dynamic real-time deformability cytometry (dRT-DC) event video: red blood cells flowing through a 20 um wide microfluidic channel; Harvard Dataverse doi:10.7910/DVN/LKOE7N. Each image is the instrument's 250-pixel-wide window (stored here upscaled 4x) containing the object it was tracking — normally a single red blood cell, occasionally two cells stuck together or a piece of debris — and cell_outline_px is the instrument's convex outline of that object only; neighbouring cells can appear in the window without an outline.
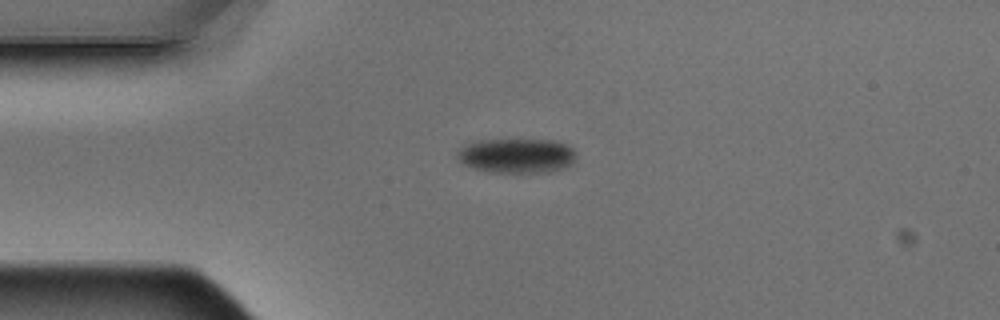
{"species": "Egyptian fruit bat (a non-hibernating species)", "species_latin": "Rousettus aegyptiacus", "temperature_condition": "warm", "stored_images_in_passage": 9, "camera_frame_rate_fps": 3000, "um_per_image_px": 0.085, "animal": {"sex": "male"}, "frame": {"image": 1, "passage_image": 3, "time_ms": 0.667, "image_size_px": [1000, 320], "cell_outline_px": [[576, 160], [572, 164], [564, 168], [552, 172], [492, 172], [476, 168], [464, 164], [456, 156], [456, 152], [460, 148], [468, 144], [480, 140], [556, 140], [568, 144], [576, 152]], "centroid_in_image_um": [43.99, 13.23], "position_along_channel_um": 41.0, "area_um2": 24.04}}
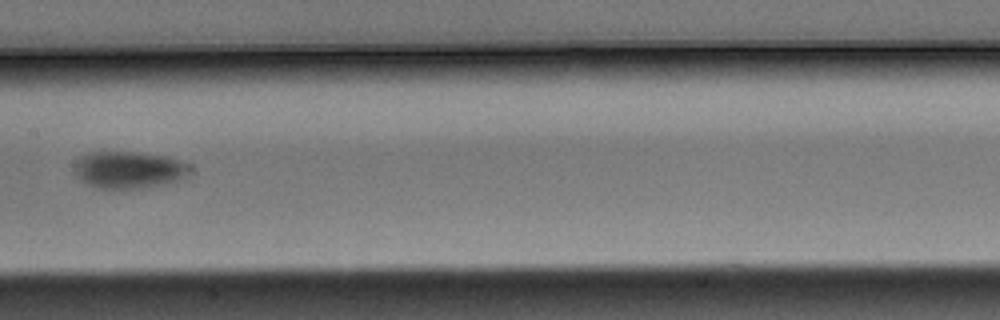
{"frame": {"image": 2, "passage_image": 7, "time_ms": 2.0, "image_size_px": [1000, 320], "cell_outline_px": [[188, 180], [168, 184], [124, 192], [100, 188], [88, 184], [80, 180], [76, 176], [76, 164], [88, 152], [140, 152], [168, 156], [180, 160], [184, 164], [188, 172]], "centroid_in_image_um": [11.01, 14.49], "position_along_channel_um": 196.4, "area_um2": 25.61}}
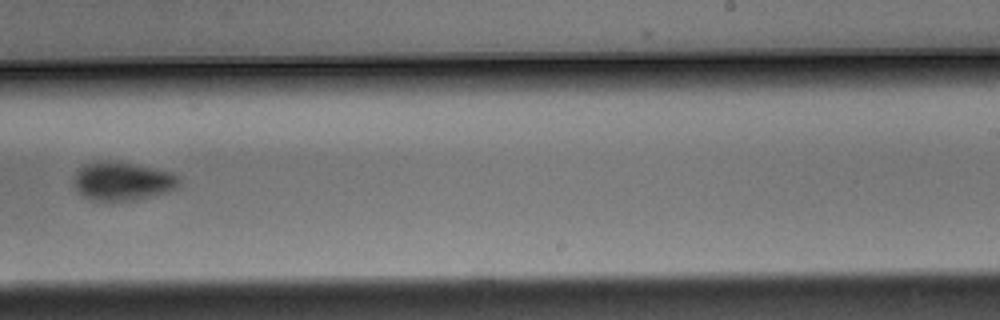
{"frame": {"image": 3, "passage_image": 9, "time_ms": 2.667, "image_size_px": [1000, 320], "cell_outline_px": [[180, 188], [172, 192], [136, 200], [112, 204], [88, 200], [76, 188], [76, 172], [84, 164], [132, 164], [172, 172], [180, 180]], "centroid_in_image_um": [10.5, 15.51], "position_along_channel_um": 278.5, "area_um2": 23.52}}